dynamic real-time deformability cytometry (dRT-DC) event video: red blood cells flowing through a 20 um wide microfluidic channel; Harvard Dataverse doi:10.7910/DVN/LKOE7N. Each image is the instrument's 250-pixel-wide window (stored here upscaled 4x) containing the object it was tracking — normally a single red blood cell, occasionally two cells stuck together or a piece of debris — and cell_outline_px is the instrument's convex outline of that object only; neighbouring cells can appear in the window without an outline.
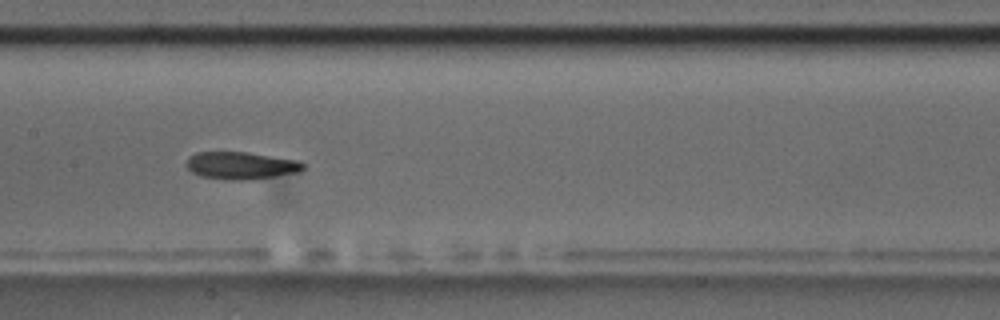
{"species": "common noctule bat (a hibernating species)", "species_latin": "Nyctalus noctula", "temperature_condition": "room temperature", "stored_images_in_passage": 13, "camera_frame_rate_fps": 3000, "um_per_image_px": 0.085, "animal": {"sex": "male", "body_mass_g": 17.5, "forearm_length_mm": 52.3}, "frame": {"image": 1, "passage_image": 8, "time_ms": 9.0, "image_size_px": [1000, 320], "cell_outline_px": [[304, 168], [296, 172], [248, 180], [228, 180], [200, 176], [192, 172], [188, 168], [188, 156], [196, 152], [248, 152], [300, 160], [304, 164]], "centroid_in_image_um": [20.48, 14.06], "position_along_channel_um": 186.9, "area_um2": 18.55}}
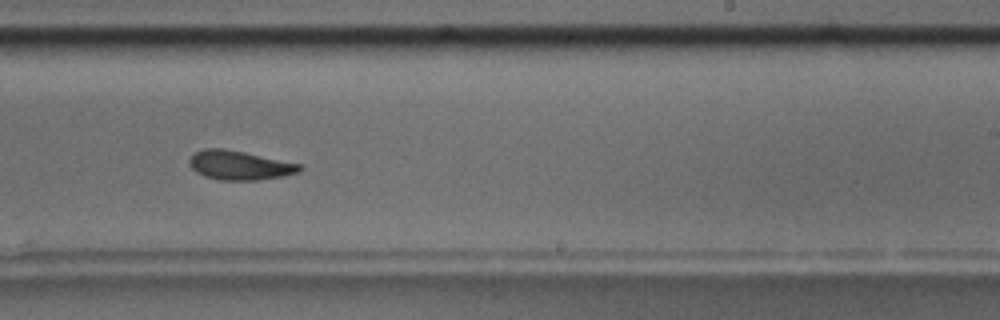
{"frame": {"image": 2, "passage_image": 10, "time_ms": 11.333, "image_size_px": [1000, 320], "cell_outline_px": [[304, 168], [300, 172], [284, 176], [256, 180], [220, 180], [204, 176], [196, 172], [192, 168], [188, 160], [196, 152], [204, 148], [224, 148], [304, 164]], "centroid_in_image_um": [20.42, 14.05], "position_along_channel_um": 268.6, "area_um2": 18.9}, "authors_computed_cell_mechanics": {"area_um2": 19.1318, "velocity_mm_per_s": 3.5102, "shape_relaxation_time_tau1_ms": 4.0626, "shape_relaxation_time_tau2_ms": 3.1273, "deformation_change_tau1": 0.1227, "deformation_change_tau2": 0.0696}}